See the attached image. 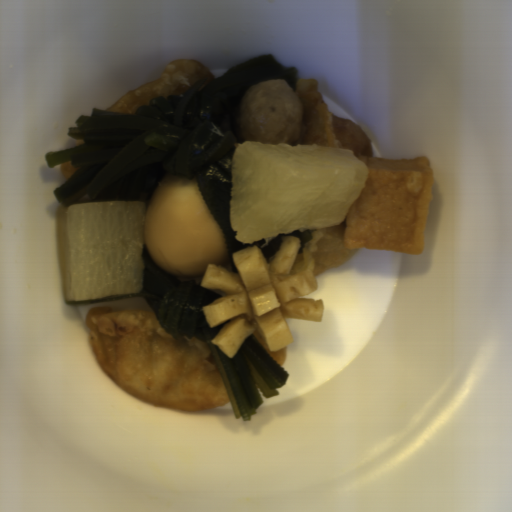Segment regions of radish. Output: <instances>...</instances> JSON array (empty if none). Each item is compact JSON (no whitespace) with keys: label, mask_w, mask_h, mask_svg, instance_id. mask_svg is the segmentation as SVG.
Masks as SVG:
<instances>
[{"label":"radish","mask_w":512,"mask_h":512,"mask_svg":"<svg viewBox=\"0 0 512 512\" xmlns=\"http://www.w3.org/2000/svg\"><path fill=\"white\" fill-rule=\"evenodd\" d=\"M228 205L242 244L294 231L336 228L369 177L355 151L321 144L234 143Z\"/></svg>","instance_id":"radish-1"},{"label":"radish","mask_w":512,"mask_h":512,"mask_svg":"<svg viewBox=\"0 0 512 512\" xmlns=\"http://www.w3.org/2000/svg\"><path fill=\"white\" fill-rule=\"evenodd\" d=\"M147 202L93 200L55 212V249L65 301L92 302L144 289Z\"/></svg>","instance_id":"radish-2"}]
</instances>
